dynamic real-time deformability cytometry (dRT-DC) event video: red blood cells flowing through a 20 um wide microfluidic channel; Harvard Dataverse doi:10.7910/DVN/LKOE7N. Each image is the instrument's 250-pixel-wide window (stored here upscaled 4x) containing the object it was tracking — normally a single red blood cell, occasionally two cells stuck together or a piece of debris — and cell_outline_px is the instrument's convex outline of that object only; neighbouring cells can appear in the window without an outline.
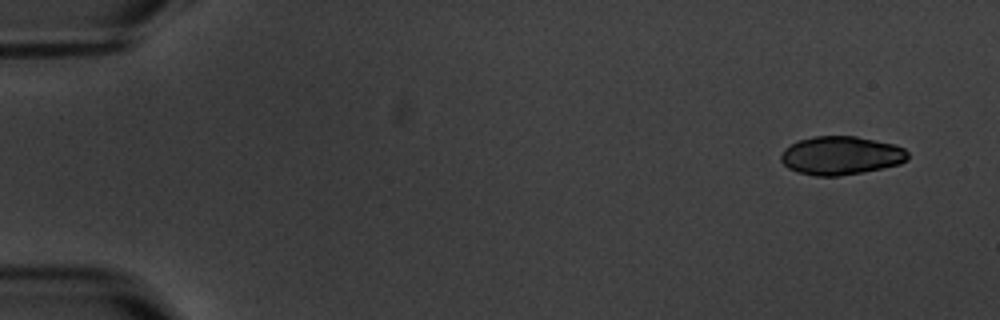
{"species": "common noctule bat (a hibernating species)", "species_latin": "Nyctalus noctula", "temperature_condition": "warm", "stored_images_in_passage": 4, "camera_frame_rate_fps": 3000, "um_per_image_px": 0.085, "animal": {"sex": "male", "body_mass_g": 20.1, "forearm_length_mm": 53.5}, "frame": {"image": 1, "passage_image": 1, "time_ms": 0.0, "image_size_px": [1000, 320], "cell_outline_px": [[908, 160], [900, 164], [840, 176], [816, 176], [796, 172], [788, 168], [780, 160], [780, 156], [784, 148], [800, 140], [812, 136], [856, 136], [896, 144], [904, 148], [908, 152]], "centroid_in_image_um": [71.48, 13.21], "position_along_channel_um": 13.5, "area_um2": 28.55}}